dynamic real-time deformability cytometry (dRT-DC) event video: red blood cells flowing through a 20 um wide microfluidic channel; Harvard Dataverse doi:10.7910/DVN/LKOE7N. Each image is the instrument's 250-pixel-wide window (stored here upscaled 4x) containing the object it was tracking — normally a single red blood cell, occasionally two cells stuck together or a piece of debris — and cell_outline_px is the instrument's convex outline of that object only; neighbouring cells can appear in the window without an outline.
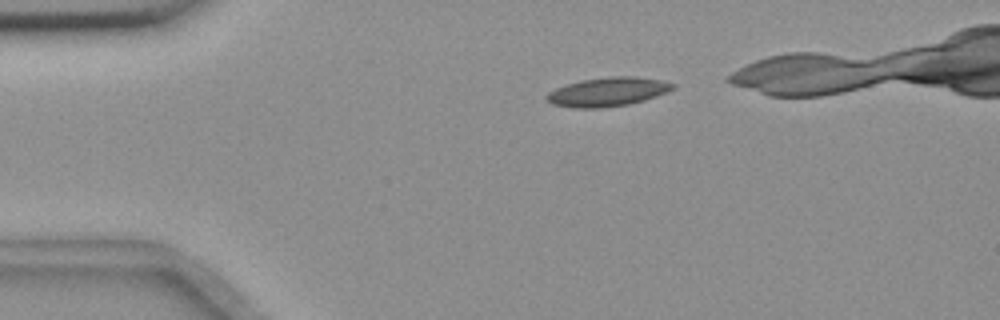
{"species": "common noctule bat (a hibernating species)", "species_latin": "Nyctalus noctula", "temperature_condition": "room temperature", "stored_images_in_passage": 5, "camera_frame_rate_fps": 3000, "um_per_image_px": 0.085, "animal": {"sex": "female", "body_mass_g": 18.4}, "frame": {"image": 1, "passage_image": 1, "time_ms": 0.0, "image_size_px": [1000, 320], "cell_outline_px": [[676, 88], [668, 92], [644, 100], [628, 104], [600, 108], [572, 108], [552, 104], [544, 100], [544, 96], [548, 92], [556, 88], [580, 80], [608, 76], [636, 76], [660, 80], [676, 84]], "centroid_in_image_um": [51.63, 7.8], "position_along_channel_um": 33.4, "area_um2": 21.5}}